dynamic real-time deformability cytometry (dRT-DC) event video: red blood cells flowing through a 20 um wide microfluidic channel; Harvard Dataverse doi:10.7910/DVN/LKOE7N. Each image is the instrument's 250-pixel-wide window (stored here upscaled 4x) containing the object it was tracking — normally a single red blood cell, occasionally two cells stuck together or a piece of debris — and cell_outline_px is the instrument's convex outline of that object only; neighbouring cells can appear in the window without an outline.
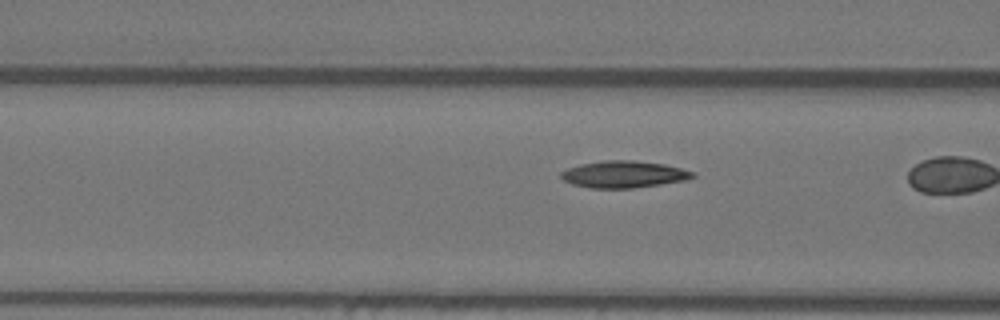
{"species": "Egyptian fruit bat (a non-hibernating species)", "species_latin": "Rousettus aegyptiacus", "temperature_condition": "warm", "stored_images_in_passage": 29, "camera_frame_rate_fps": 3000, "um_per_image_px": 0.085, "animal": {"sex": "female"}, "frame": {"image": 1, "passage_image": 20, "time_ms": 6.333, "image_size_px": [1000, 320], "cell_outline_px": [[696, 176], [684, 180], [660, 184], [632, 188], [588, 188], [572, 184], [564, 180], [560, 176], [560, 172], [568, 168], [580, 164], [604, 160], [636, 160], [664, 164], [696, 172]], "centroid_in_image_um": [53.0, 14.81], "position_along_channel_um": 113.6, "area_um2": 20.63}}